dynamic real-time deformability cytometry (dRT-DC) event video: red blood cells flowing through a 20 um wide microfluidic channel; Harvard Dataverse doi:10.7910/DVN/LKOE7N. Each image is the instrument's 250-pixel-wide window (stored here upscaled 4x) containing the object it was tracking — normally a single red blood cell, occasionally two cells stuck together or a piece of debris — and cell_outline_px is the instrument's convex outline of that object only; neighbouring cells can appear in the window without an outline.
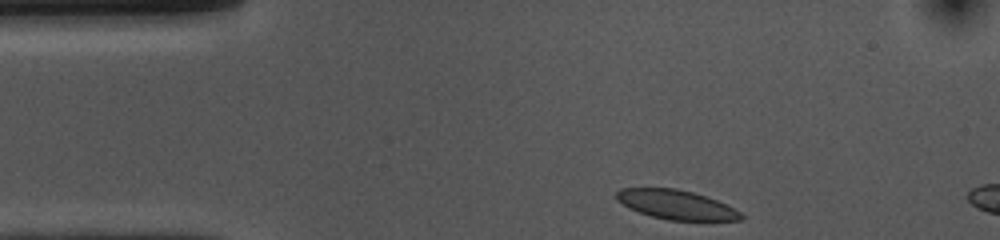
{"species": "common noctule bat (a hibernating species)", "species_latin": "Nyctalus noctula", "temperature_condition": "cold", "stored_images_in_passage": 5, "camera_frame_rate_fps": 3000, "um_per_image_px": 0.085, "animal": {"sex": "female", "body_mass_g": 10.0, "forearm_length_mm": 53.1}, "frame": {"image": 1, "passage_image": 1, "time_ms": 0.0, "image_size_px": [1000, 240], "cell_outline_px": [[744, 216], [740, 220], [668, 220], [652, 216], [628, 208], [616, 200], [616, 192], [620, 188], [676, 188], [708, 196], [740, 212]], "centroid_in_image_um": [57.43, 17.39], "position_along_channel_um": 27.6, "area_um2": 21.1}}